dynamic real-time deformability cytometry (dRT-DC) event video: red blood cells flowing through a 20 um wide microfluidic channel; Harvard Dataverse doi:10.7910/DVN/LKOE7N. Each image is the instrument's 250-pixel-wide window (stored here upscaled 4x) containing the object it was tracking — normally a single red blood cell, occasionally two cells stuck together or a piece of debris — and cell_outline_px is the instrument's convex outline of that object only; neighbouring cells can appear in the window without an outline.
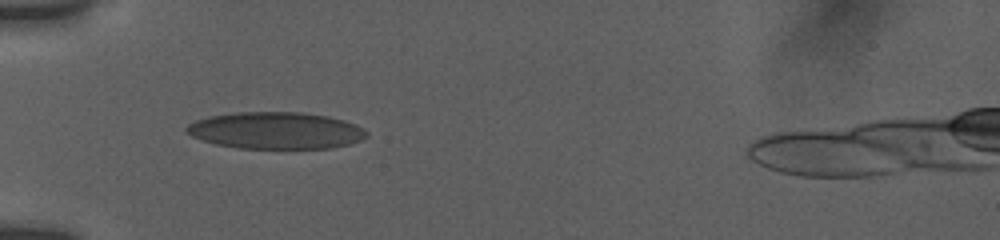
{"species": "human", "species_latin": "Homo sapiens", "temperature_condition": "room temperature", "stored_images_in_passage": 29, "camera_frame_rate_fps": 3000, "um_per_image_px": 0.085, "donor": {"sex": "female"}, "frame": {"image": 1, "passage_image": 28, "time_ms": 5.667, "image_size_px": [1000, 240], "cell_outline_px": [[368, 136], [360, 140], [348, 144], [328, 148], [240, 148], [216, 144], [192, 136], [184, 128], [188, 124], [196, 120], [212, 116], [240, 112], [300, 112], [324, 116], [340, 120], [352, 124], [368, 132]], "centroid_in_image_um": [23.41, 11.1], "position_along_channel_um": 61.6, "area_um2": 37.97}}